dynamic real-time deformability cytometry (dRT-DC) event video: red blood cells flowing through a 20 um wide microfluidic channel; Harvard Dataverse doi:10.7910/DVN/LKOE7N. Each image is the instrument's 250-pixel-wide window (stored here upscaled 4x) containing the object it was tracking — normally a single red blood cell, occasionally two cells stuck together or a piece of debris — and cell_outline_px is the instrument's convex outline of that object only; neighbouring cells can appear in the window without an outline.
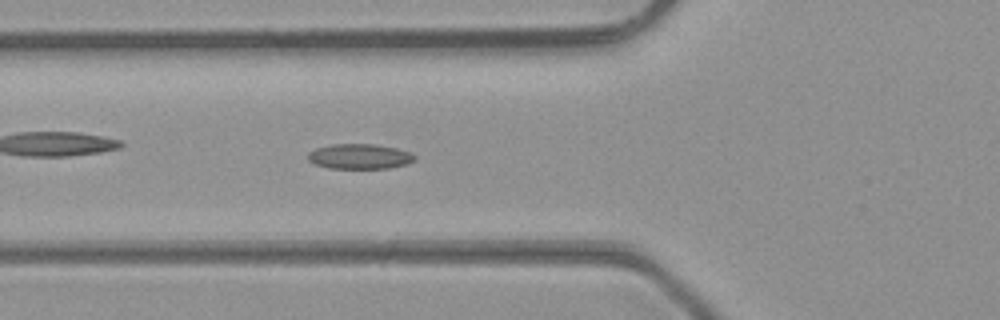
{"species": "common noctule bat (a hibernating species)", "species_latin": "Nyctalus noctula", "temperature_condition": "room temperature", "stored_images_in_passage": 33, "camera_frame_rate_fps": 3000, "um_per_image_px": 0.085, "animal": {"sex": "male", "body_mass_g": 23.1, "forearm_length_mm": 52.7}, "frame": {"image": 1, "passage_image": 3, "time_ms": 0.667, "image_size_px": [1000, 320], "cell_outline_px": [[416, 160], [408, 164], [388, 168], [328, 168], [316, 164], [308, 160], [308, 152], [316, 148], [332, 144], [372, 144], [396, 148], [412, 152], [416, 156]], "centroid_in_image_um": [30.6, 13.29], "position_along_channel_um": 95.2, "area_um2": 15.66}}
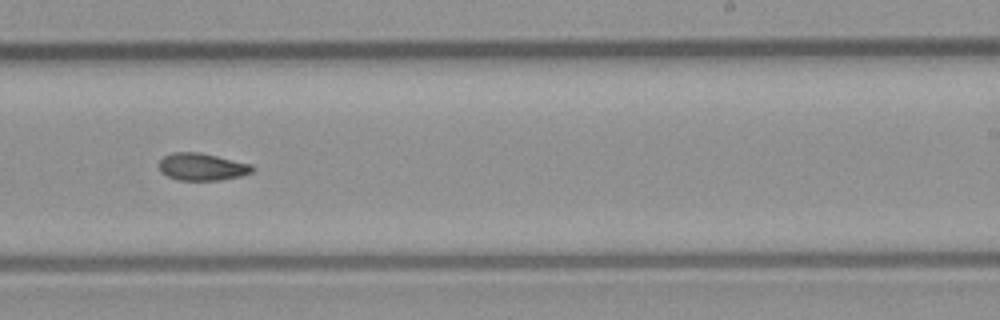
{"frame": {"image": 2, "passage_image": 15, "time_ms": 4.667, "image_size_px": [1000, 320], "cell_outline_px": [[256, 168], [252, 172], [240, 176], [220, 180], [180, 180], [168, 176], [160, 172], [160, 160], [164, 156], [172, 152], [200, 152], [252, 164]], "centroid_in_image_um": [17.19, 14.17], "position_along_channel_um": 271.8, "area_um2": 14.85}}
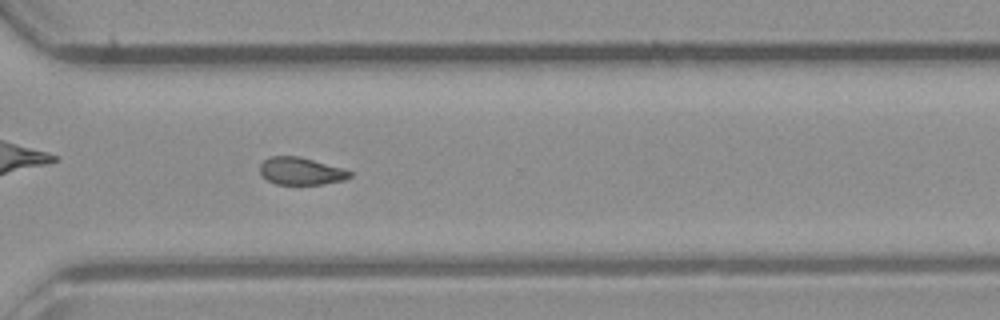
{"frame": {"image": 3, "passage_image": 20, "time_ms": 6.333, "image_size_px": [1000, 320], "cell_outline_px": [[352, 176], [344, 180], [320, 184], [276, 184], [268, 180], [260, 172], [260, 164], [268, 156], [300, 156], [340, 168], [352, 172]], "centroid_in_image_um": [25.55, 14.54], "position_along_channel_um": 345.0, "area_um2": 14.16}, "authors_computed_cell_mechanics": {"area_um2": 14.8546, "velocity_mm_per_s": 4.409, "shape_relaxation_time_tau1_ms": null, "shape_relaxation_time_tau2_ms": 8.5054, "deformation_change_tau1": null, "deformation_change_tau2": 0.1535}}